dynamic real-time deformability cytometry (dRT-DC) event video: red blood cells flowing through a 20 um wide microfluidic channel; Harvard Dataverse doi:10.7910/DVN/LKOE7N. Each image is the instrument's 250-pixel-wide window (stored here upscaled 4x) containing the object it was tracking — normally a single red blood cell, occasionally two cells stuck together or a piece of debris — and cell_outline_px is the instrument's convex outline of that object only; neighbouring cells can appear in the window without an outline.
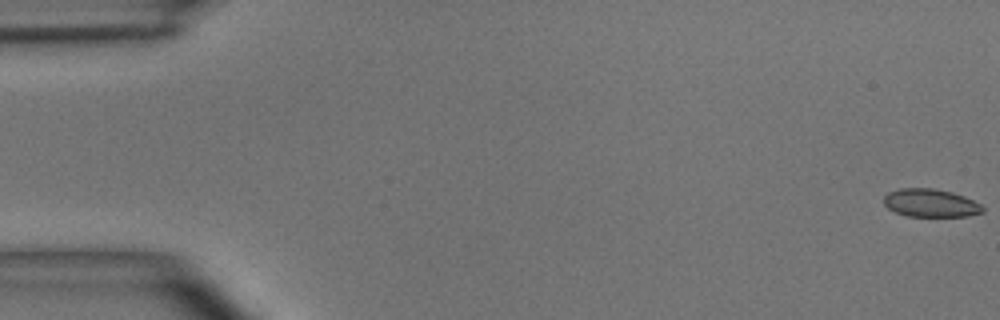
{"species": "common noctule bat (a hibernating species)", "species_latin": "Nyctalus noctula", "temperature_condition": "room temperature", "stored_images_in_passage": 50, "camera_frame_rate_fps": 3000, "um_per_image_px": 0.085, "animal": {"sex": "male", "body_mass_g": 15.6}, "frame": {"image": 1, "passage_image": 1, "time_ms": 0.0, "image_size_px": [1000, 320], "cell_outline_px": [[984, 212], [968, 216], [908, 216], [896, 212], [888, 208], [884, 204], [884, 196], [888, 192], [900, 188], [932, 188], [952, 192], [964, 196], [980, 204], [984, 208]], "centroid_in_image_um": [79.1, 17.25], "position_along_channel_um": 5.9, "area_um2": 16.13}}
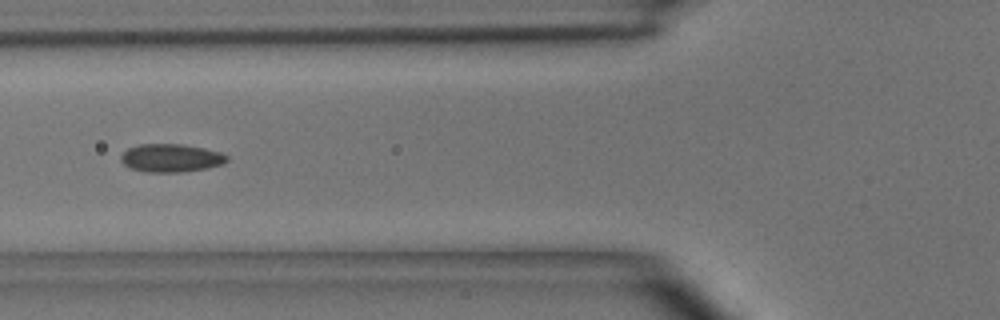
{"frame": {"image": 2, "passage_image": 20, "time_ms": 6.333, "image_size_px": [1000, 320], "cell_outline_px": [[228, 160], [224, 164], [208, 168], [180, 172], [148, 172], [128, 168], [120, 160], [120, 156], [128, 148], [140, 144], [180, 144], [204, 148], [220, 152], [228, 156]], "centroid_in_image_um": [14.53, 13.43], "position_along_channel_um": 111.3, "area_um2": 17.46}}
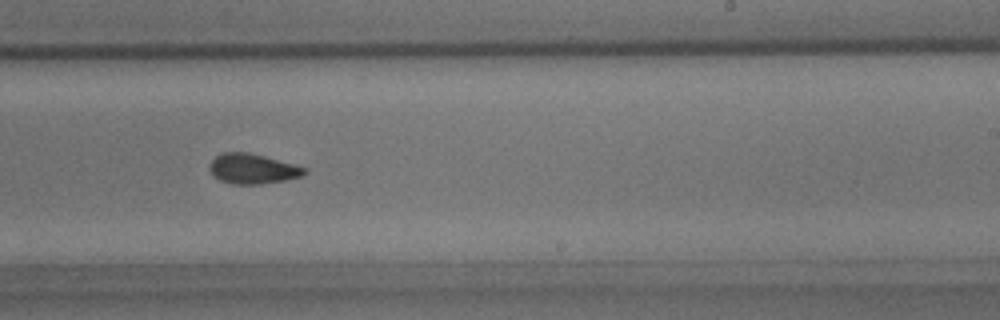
{"frame": {"image": 3, "passage_image": 32, "time_ms": 10.333, "image_size_px": [1000, 320], "cell_outline_px": [[308, 172], [300, 176], [284, 180], [260, 184], [232, 184], [220, 180], [212, 176], [208, 168], [212, 160], [220, 152], [248, 152], [264, 156], [292, 164], [304, 168]], "centroid_in_image_um": [21.4, 14.34], "position_along_channel_um": 267.6, "area_um2": 16.47}, "authors_computed_cell_mechanics": {"area_um2": 17.1088, "velocity_mm_per_s": 3.9037, "shape_relaxation_time_tau1_ms": 2.8149, "shape_relaxation_time_tau2_ms": 1.5426, "deformation_change_tau1": 0.1007, "deformation_change_tau2": 0.0738}}